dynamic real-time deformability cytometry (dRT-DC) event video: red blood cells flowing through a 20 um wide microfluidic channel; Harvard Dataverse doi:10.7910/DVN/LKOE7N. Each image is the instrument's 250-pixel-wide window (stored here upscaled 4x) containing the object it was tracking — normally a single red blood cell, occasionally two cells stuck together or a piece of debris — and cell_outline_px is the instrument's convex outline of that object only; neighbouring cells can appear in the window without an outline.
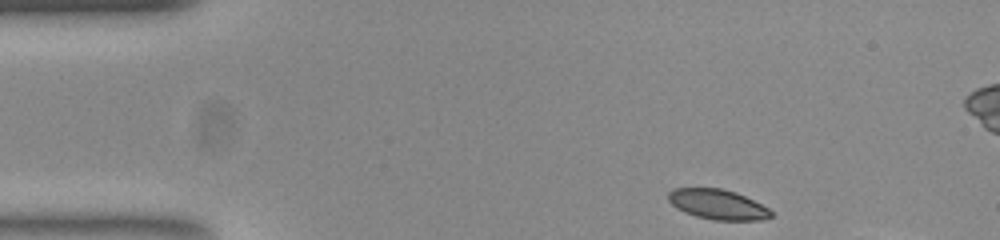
{"species": "common noctule bat (a hibernating species)", "species_latin": "Nyctalus noctula", "temperature_condition": "room temperature", "stored_images_in_passage": 41, "camera_frame_rate_fps": 3000, "um_per_image_px": 0.085, "animal": {"sex": "female", "body_mass_g": 23.0, "forearm_length_mm": 53.4}, "frame": {"image": 1, "passage_image": 1, "time_ms": 0.0, "image_size_px": [1000, 240], "cell_outline_px": [[772, 216], [764, 220], [712, 220], [696, 216], [684, 212], [676, 208], [668, 200], [668, 192], [672, 188], [720, 188], [736, 192], [768, 208], [772, 212]], "centroid_in_image_um": [60.98, 17.37], "position_along_channel_um": 24.0, "area_um2": 17.98}}
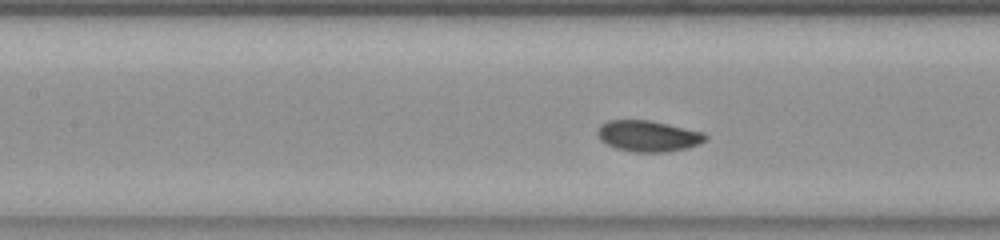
{"frame": {"image": 2, "passage_image": 17, "time_ms": 5.333, "image_size_px": [1000, 240], "cell_outline_px": [[708, 136], [704, 140], [688, 148], [664, 152], [632, 152], [616, 148], [600, 140], [596, 132], [600, 124], [608, 120], [648, 120], [668, 124], [704, 132]], "centroid_in_image_um": [55.06, 11.56], "position_along_channel_um": 152.3, "area_um2": 19.48}}
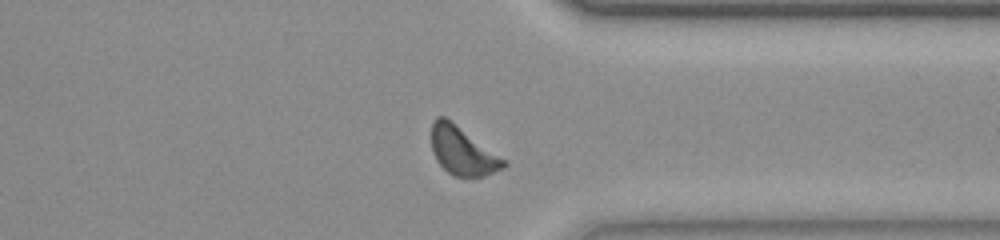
{"frame": {"image": 3, "passage_image": 35, "time_ms": 11.333, "image_size_px": [1000, 240], "cell_outline_px": [[508, 164], [504, 168], [484, 176], [456, 176], [448, 172], [436, 160], [432, 152], [432, 120], [436, 116], [444, 116], [508, 160]], "centroid_in_image_um": [39.34, 12.82], "position_along_channel_um": 372.1, "area_um2": 20.29}, "authors_computed_cell_mechanics": {"area_um2": 19.363, "velocity_mm_per_s": 3.723, "shape_relaxation_time_tau1_ms": 2.163, "shape_relaxation_time_tau2_ms": null, "deformation_change_tau1": 0.0925, "deformation_change_tau2": null}}